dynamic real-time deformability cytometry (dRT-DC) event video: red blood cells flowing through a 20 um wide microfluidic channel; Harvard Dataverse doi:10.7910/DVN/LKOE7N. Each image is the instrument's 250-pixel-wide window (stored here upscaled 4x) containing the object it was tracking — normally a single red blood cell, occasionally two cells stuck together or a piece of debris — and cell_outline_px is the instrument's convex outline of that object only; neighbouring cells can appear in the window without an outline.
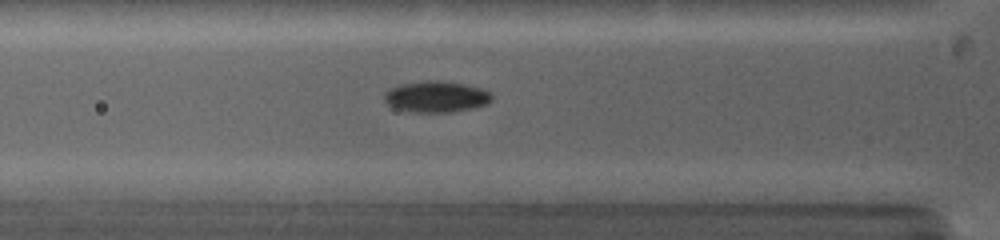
{"species": "common noctule bat (a hibernating species)", "species_latin": "Nyctalus noctula", "temperature_condition": "warm", "stored_images_in_passage": 32, "camera_frame_rate_fps": 5000, "um_per_image_px": 0.085, "animal": {"sex": "female", "body_mass_g": 19.0, "forearm_length_mm": 53.3}, "frame": {"image": 1, "passage_image": 8, "time_ms": 3.4, "image_size_px": [1000, 240], "cell_outline_px": [[492, 100], [488, 104], [472, 108], [452, 112], [412, 112], [392, 108], [384, 100], [384, 92], [400, 84], [424, 80], [440, 80], [464, 84], [480, 88], [488, 92], [492, 96]], "centroid_in_image_um": [37.05, 8.22], "position_along_channel_um": 88.8, "area_um2": 19.65}}
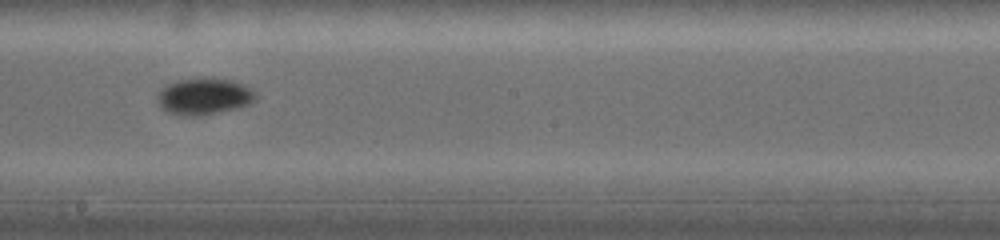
{"frame": {"image": 2, "passage_image": 15, "time_ms": 6.8, "image_size_px": [1000, 240], "cell_outline_px": [[256, 100], [248, 104], [236, 108], [220, 112], [200, 116], [184, 116], [168, 112], [160, 108], [156, 100], [156, 96], [164, 84], [176, 80], [232, 80], [252, 88], [256, 92]], "centroid_in_image_um": [17.3, 8.23], "position_along_channel_um": 230.9, "area_um2": 20.81}}
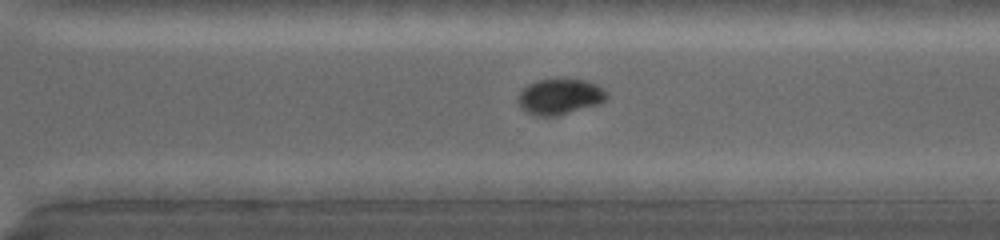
{"frame": {"image": 3, "passage_image": 20, "time_ms": 9.0, "image_size_px": [1000, 240], "cell_outline_px": [[608, 96], [600, 104], [556, 116], [536, 116], [520, 108], [516, 104], [516, 100], [520, 92], [528, 84], [536, 80], [584, 80], [596, 84], [604, 88], [608, 92]], "centroid_in_image_um": [47.57, 8.23], "position_along_channel_um": 323.0, "area_um2": 18.5}}